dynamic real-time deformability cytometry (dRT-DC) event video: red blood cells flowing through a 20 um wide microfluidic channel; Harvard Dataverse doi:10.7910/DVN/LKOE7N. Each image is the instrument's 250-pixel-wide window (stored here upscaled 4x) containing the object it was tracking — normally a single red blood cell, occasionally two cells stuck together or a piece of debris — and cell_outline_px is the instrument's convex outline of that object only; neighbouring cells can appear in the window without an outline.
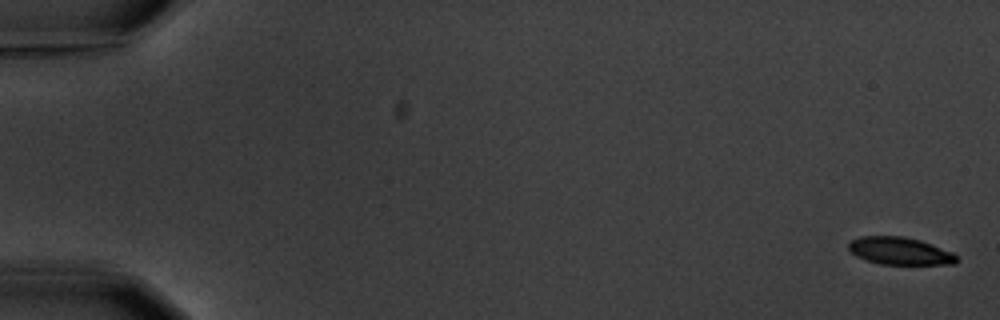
{"species": "common noctule bat (a hibernating species)", "species_latin": "Nyctalus noctula", "temperature_condition": "warm", "stored_images_in_passage": 5, "camera_frame_rate_fps": 3000, "um_per_image_px": 0.085, "animal": {"sex": "male", "body_mass_g": 20.1, "forearm_length_mm": 53.5}, "frame": {"image": 1, "passage_image": 1, "time_ms": 0.0, "image_size_px": [1000, 320], "cell_outline_px": [[960, 260], [956, 264], [880, 264], [864, 260], [856, 256], [848, 248], [848, 244], [852, 240], [860, 236], [904, 236], [920, 240], [952, 252]], "centroid_in_image_um": [76.48, 21.34], "position_along_channel_um": 8.5, "area_um2": 17.34}}
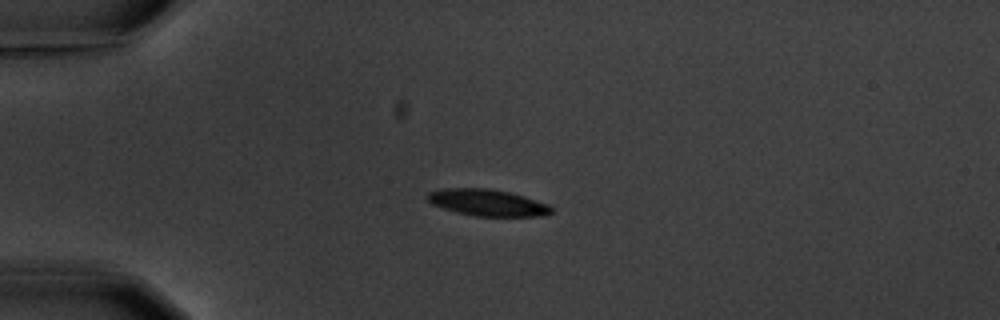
{"frame": {"image": 2, "passage_image": 5, "time_ms": 4.667, "image_size_px": [1000, 320], "cell_outline_px": [[552, 212], [540, 216], [476, 216], [456, 212], [432, 204], [428, 200], [428, 192], [444, 188], [488, 188], [508, 192], [524, 196], [548, 204], [552, 208]], "centroid_in_image_um": [41.43, 17.22], "position_along_channel_um": 43.6, "area_um2": 19.02}}